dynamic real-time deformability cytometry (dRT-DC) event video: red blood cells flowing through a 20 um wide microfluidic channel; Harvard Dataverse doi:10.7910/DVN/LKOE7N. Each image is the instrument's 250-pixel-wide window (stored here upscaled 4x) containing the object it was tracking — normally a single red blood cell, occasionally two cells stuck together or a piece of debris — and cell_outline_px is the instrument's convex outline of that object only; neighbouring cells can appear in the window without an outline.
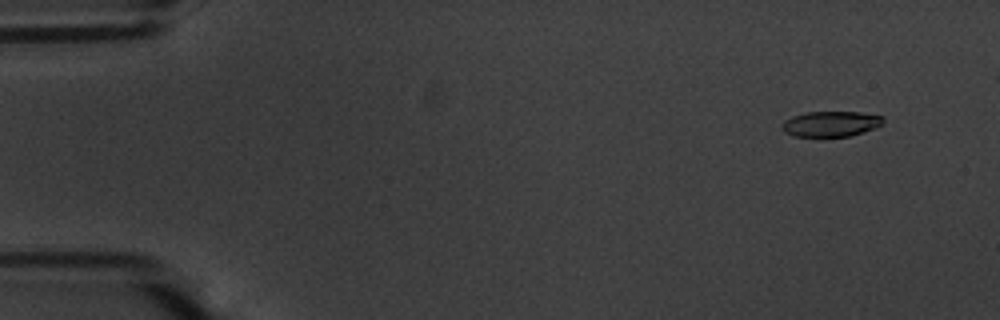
{"species": "common noctule bat (a hibernating species)", "species_latin": "Nyctalus noctula", "temperature_condition": "warm", "stored_images_in_passage": 54, "camera_frame_rate_fps": 3000, "um_per_image_px": 0.085, "animal": {"sex": "male", "body_mass_g": 20.1, "forearm_length_mm": 53.5}, "frame": {"image": 1, "passage_image": 5, "time_ms": 1.333, "image_size_px": [1000, 320], "cell_outline_px": [[884, 124], [876, 128], [848, 136], [796, 136], [784, 132], [780, 128], [780, 124], [784, 120], [792, 116], [804, 112], [860, 112], [884, 116]], "centroid_in_image_um": [70.61, 10.52], "position_along_channel_um": 14.4, "area_um2": 15.14}}
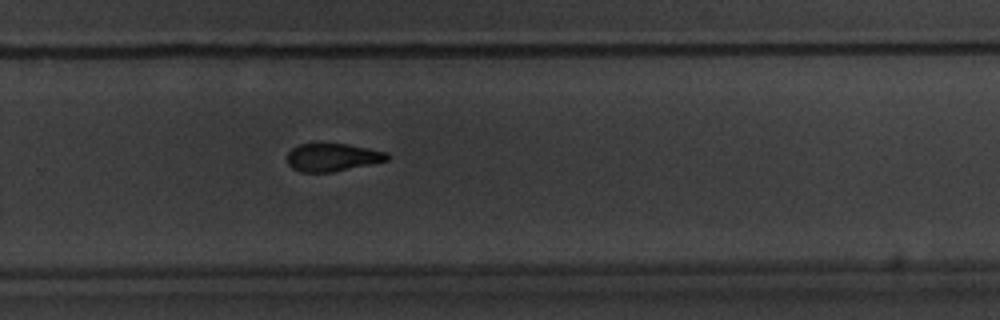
{"frame": {"image": 2, "passage_image": 38, "time_ms": 12.333, "image_size_px": [1000, 320], "cell_outline_px": [[388, 160], [332, 172], [300, 172], [292, 168], [288, 164], [288, 152], [292, 148], [300, 144], [320, 140], [348, 144], [388, 152]], "centroid_in_image_um": [28.21, 13.32], "position_along_channel_um": 301.6, "area_um2": 16.76}}
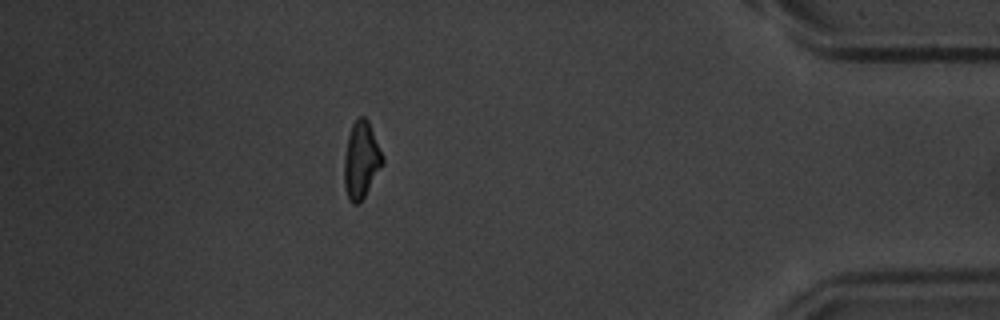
{"frame": {"image": 3, "passage_image": 50, "time_ms": 16.333, "image_size_px": [1000, 320], "cell_outline_px": [[384, 164], [360, 204], [352, 204], [348, 196], [344, 184], [344, 156], [348, 136], [352, 124], [356, 116], [364, 116], [368, 120], [384, 156]], "centroid_in_image_um": [30.72, 13.59], "position_along_channel_um": 404.5, "area_um2": 17.46}, "authors_computed_cell_mechanics": {"area_um2": 17.1377, "velocity_mm_per_s": 3.6519, "shape_relaxation_time_tau1_ms": 3.7023, "shape_relaxation_time_tau2_ms": 8.5692, "deformation_change_tau1": 0.1526, "deformation_change_tau2": 0.1704}}